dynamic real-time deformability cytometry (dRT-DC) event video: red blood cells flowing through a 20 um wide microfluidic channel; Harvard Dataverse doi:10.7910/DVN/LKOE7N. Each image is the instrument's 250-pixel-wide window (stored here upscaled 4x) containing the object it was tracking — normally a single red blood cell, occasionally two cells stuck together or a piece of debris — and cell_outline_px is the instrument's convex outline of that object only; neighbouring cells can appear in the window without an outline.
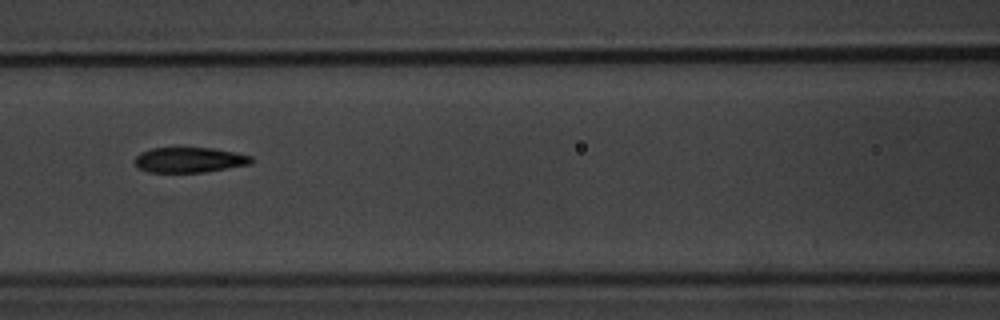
{"species": "common noctule bat (a hibernating species)", "species_latin": "Nyctalus noctula", "temperature_condition": "warm", "stored_images_in_passage": 5, "camera_frame_rate_fps": 3000, "um_per_image_px": 0.085, "animal": {"sex": "male", "body_mass_g": 20.1, "forearm_length_mm": 53.5}, "frame": {"image": 1, "passage_image": 3, "time_ms": 2.333, "image_size_px": [1000, 320], "cell_outline_px": [[252, 164], [204, 172], [148, 172], [136, 168], [132, 160], [140, 152], [152, 148], [212, 148], [236, 152], [252, 156]], "centroid_in_image_um": [16.06, 13.59], "position_along_channel_um": 150.5, "area_um2": 17.34}}